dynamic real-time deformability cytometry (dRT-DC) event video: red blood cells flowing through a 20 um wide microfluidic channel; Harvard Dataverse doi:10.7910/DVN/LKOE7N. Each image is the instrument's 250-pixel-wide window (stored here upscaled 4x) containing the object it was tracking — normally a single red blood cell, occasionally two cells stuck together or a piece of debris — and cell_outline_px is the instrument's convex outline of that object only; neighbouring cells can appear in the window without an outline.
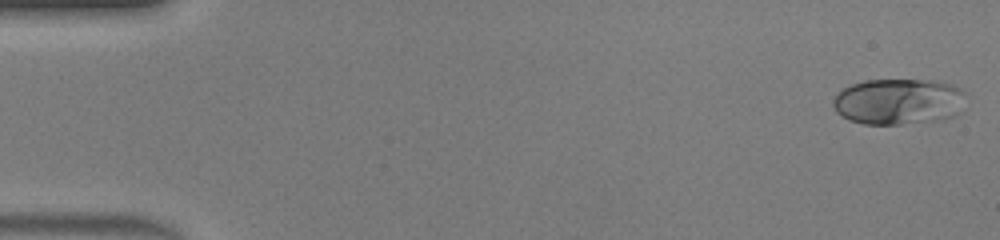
{"species": "human", "species_latin": "Homo sapiens", "temperature_condition": "warm", "stored_images_in_passage": 46, "camera_frame_rate_fps": 3000, "um_per_image_px": 0.085, "donor": {"sex": "male"}, "frame": {"image": 1, "passage_image": 1, "time_ms": 0.0, "image_size_px": [1000, 240], "cell_outline_px": [[968, 96], [960, 112], [944, 120], [900, 124], [864, 124], [848, 120], [840, 116], [836, 112], [832, 104], [832, 100], [844, 88], [852, 84], [864, 80], [940, 80], [952, 84], [960, 88]], "centroid_in_image_um": [76.42, 8.63], "position_along_channel_um": 8.6, "area_um2": 36.24}}
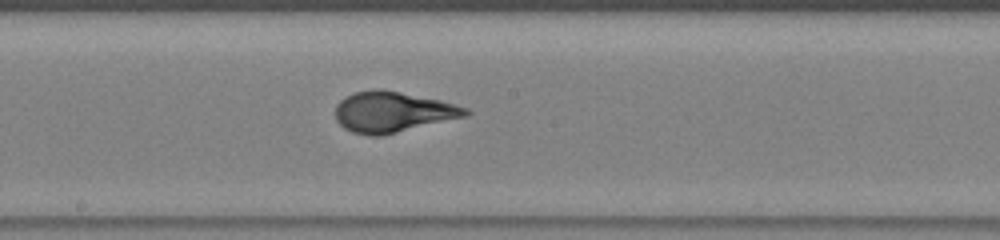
{"frame": {"image": 2, "passage_image": 25, "time_ms": 8.0, "image_size_px": [1000, 240], "cell_outline_px": [[472, 112], [468, 116], [380, 136], [372, 136], [352, 132], [344, 128], [336, 120], [336, 104], [344, 96], [356, 92], [372, 88], [380, 88], [440, 100], [468, 108]], "centroid_in_image_um": [33.37, 9.51], "position_along_channel_um": 214.8, "area_um2": 30.92}}
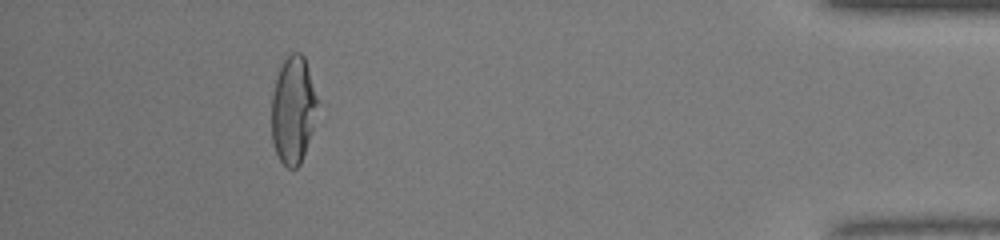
{"frame": {"image": 3, "passage_image": 42, "time_ms": 13.667, "image_size_px": [1000, 240], "cell_outline_px": [[320, 100], [312, 128], [300, 164], [296, 168], [288, 168], [280, 160], [276, 152], [272, 140], [272, 92], [276, 76], [280, 64], [292, 52], [300, 52], [304, 56]], "centroid_in_image_um": [24.92, 9.28], "position_along_channel_um": 410.3, "area_um2": 28.9}, "authors_computed_cell_mechanics": {"area_um2": 30.6051, "velocity_mm_per_s": 4.4501, "shape_relaxation_time_tau1_ms": 4.8785, "shape_relaxation_time_tau2_ms": null, "deformation_change_tau1": 0.2693, "deformation_change_tau2": null}}